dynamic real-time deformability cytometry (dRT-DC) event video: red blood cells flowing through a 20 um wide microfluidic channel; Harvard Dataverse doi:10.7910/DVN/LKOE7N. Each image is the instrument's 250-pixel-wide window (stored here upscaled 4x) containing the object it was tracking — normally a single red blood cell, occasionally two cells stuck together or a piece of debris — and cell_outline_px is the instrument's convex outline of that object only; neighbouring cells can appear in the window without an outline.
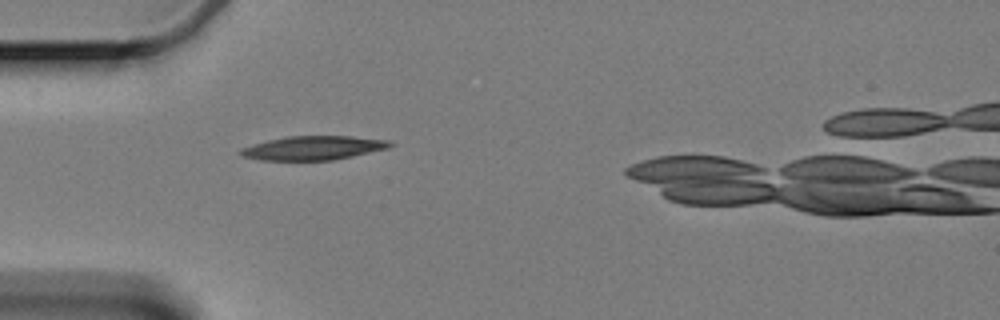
{"species": "Egyptian fruit bat (a non-hibernating species)", "species_latin": "Rousettus aegyptiacus", "temperature_condition": "cold", "stored_images_in_passage": 38, "camera_frame_rate_fps": 3000, "um_per_image_px": 0.085, "animal": {"sex": "female"}, "frame": {"image": 1, "passage_image": 1, "time_ms": 0.0, "image_size_px": [1000, 320], "cell_outline_px": [[392, 144], [388, 148], [352, 156], [332, 160], [260, 160], [240, 156], [236, 152], [240, 148], [252, 144], [268, 140], [288, 136], [352, 136], [388, 140]], "centroid_in_image_um": [26.54, 12.57], "position_along_channel_um": 58.5, "area_um2": 20.87}}
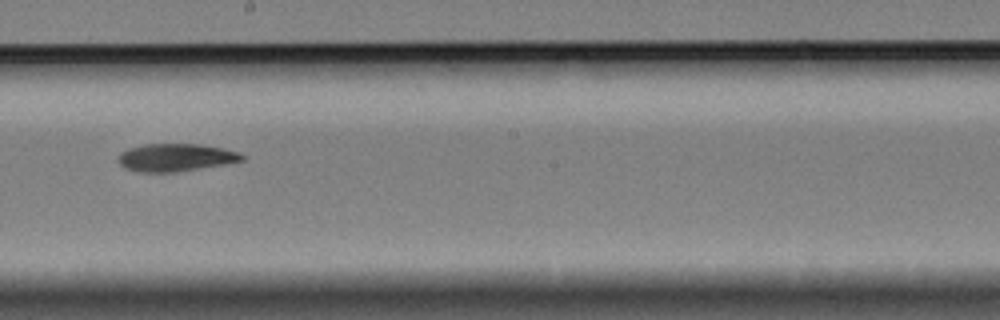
{"frame": {"image": 2, "passage_image": 17, "time_ms": 5.333, "image_size_px": [1000, 320], "cell_outline_px": [[244, 160], [224, 164], [172, 172], [140, 172], [124, 168], [116, 160], [116, 156], [120, 152], [128, 148], [144, 144], [200, 144], [224, 148], [240, 152], [244, 156]], "centroid_in_image_um": [14.88, 13.37], "position_along_channel_um": 233.3, "area_um2": 20.06}}
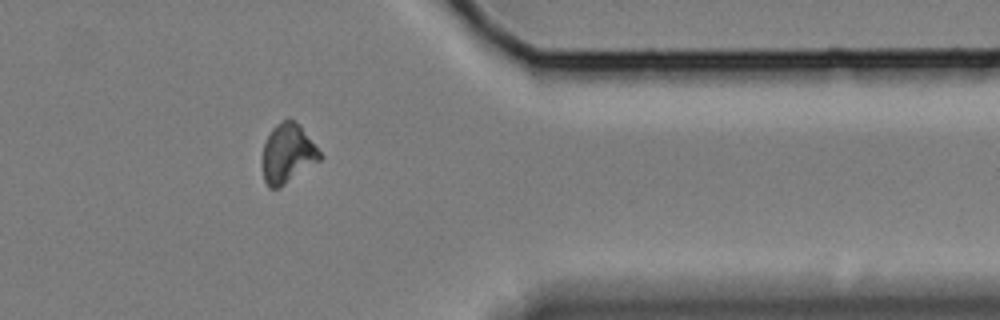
{"frame": {"image": 3, "passage_image": 32, "time_ms": 10.333, "image_size_px": [1000, 320], "cell_outline_px": [[324, 156], [320, 160], [280, 188], [268, 188], [264, 180], [264, 144], [272, 128], [276, 124], [284, 120], [292, 120], [300, 124]], "centroid_in_image_um": [24.49, 13.06], "position_along_channel_um": 386.9, "area_um2": 19.65}, "authors_computed_cell_mechanics": {"area_um2": 20.3167, "velocity_mm_per_s": 3.3402, "shape_relaxation_time_tau1_ms": 6.85, "shape_relaxation_time_tau2_ms": null, "deformation_change_tau1": 0.1566, "deformation_change_tau2": null}}